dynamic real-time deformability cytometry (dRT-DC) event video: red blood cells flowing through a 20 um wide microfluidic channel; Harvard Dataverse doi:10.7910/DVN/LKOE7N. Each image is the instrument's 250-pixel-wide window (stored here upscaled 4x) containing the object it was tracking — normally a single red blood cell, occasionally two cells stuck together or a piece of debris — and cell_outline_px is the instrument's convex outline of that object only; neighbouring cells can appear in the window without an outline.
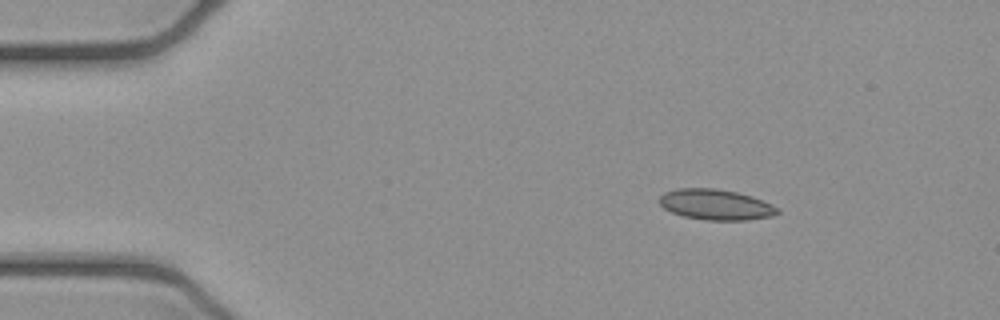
{"species": "common noctule bat (a hibernating species)", "species_latin": "Nyctalus noctula", "temperature_condition": "cold", "stored_images_in_passage": 3, "camera_frame_rate_fps": 3000, "um_per_image_px": 0.085, "animal": {"sex": "female", "body_mass_g": 21.9}, "frame": {"image": 1, "passage_image": 1, "time_ms": 0.0, "image_size_px": [1000, 320], "cell_outline_px": [[780, 212], [772, 216], [748, 220], [704, 220], [684, 216], [672, 212], [664, 208], [660, 204], [660, 196], [664, 192], [676, 188], [716, 188], [736, 192], [752, 196], [772, 204], [780, 208]], "centroid_in_image_um": [60.86, 17.39], "position_along_channel_um": 24.1, "area_um2": 21.15}}